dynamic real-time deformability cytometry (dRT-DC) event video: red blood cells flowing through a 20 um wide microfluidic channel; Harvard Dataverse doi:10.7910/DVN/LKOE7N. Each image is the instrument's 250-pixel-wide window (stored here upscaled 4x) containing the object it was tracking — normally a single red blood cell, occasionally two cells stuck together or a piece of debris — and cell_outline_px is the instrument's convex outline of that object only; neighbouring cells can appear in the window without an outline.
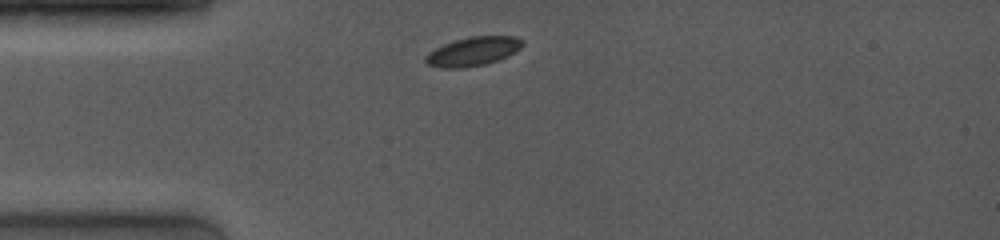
{"species": "common noctule bat (a hibernating species)", "species_latin": "Nyctalus noctula", "temperature_condition": "room temperature", "stored_images_in_passage": 3, "camera_frame_rate_fps": 4000, "um_per_image_px": 0.085, "animal": {"sex": "female", "body_mass_g": 19.0, "forearm_length_mm": 53.3}, "frame": {"image": 1, "passage_image": 1, "time_ms": 0.0, "image_size_px": [1000, 240], "cell_outline_px": [[524, 44], [516, 52], [508, 56], [484, 64], [464, 68], [440, 68], [428, 64], [424, 60], [424, 56], [428, 52], [444, 44], [456, 40], [472, 36], [516, 36], [524, 40]], "centroid_in_image_um": [40.22, 4.37], "position_along_channel_um": 44.8, "area_um2": 16.36}}
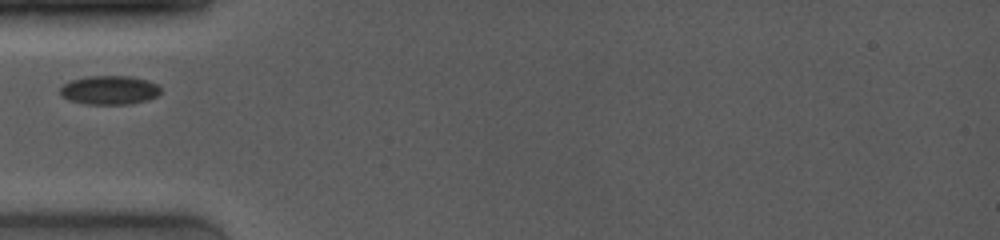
{"frame": {"image": 2, "passage_image": 2, "time_ms": 1.25, "image_size_px": [1000, 240], "cell_outline_px": [[160, 92], [156, 96], [148, 100], [132, 104], [84, 104], [68, 100], [60, 96], [60, 88], [64, 84], [72, 80], [88, 76], [132, 76], [148, 80], [156, 84], [160, 88]], "centroid_in_image_um": [9.29, 7.66], "position_along_channel_um": 75.7, "area_um2": 17.05}}